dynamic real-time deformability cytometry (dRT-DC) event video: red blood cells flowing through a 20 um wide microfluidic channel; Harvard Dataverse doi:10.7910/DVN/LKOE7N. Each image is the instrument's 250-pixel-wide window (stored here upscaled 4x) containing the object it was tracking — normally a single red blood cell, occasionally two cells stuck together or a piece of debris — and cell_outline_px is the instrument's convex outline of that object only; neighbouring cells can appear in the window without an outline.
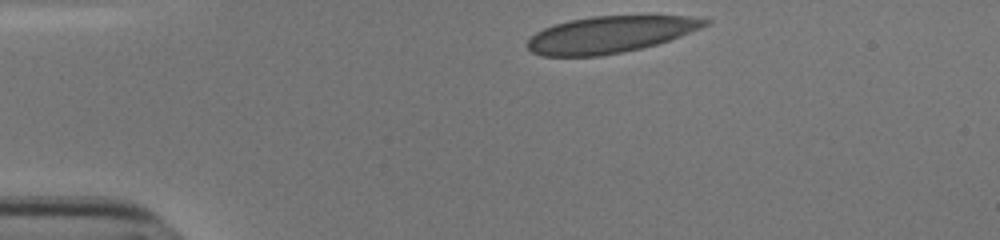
{"species": "human", "species_latin": "Homo sapiens", "temperature_condition": "cold", "stored_images_in_passage": 33, "camera_frame_rate_fps": 3000, "um_per_image_px": 0.085, "donor": {"sex": "male"}, "frame": {"image": 1, "passage_image": 1, "time_ms": 0.0, "image_size_px": [1000, 240], "cell_outline_px": [[712, 20], [708, 24], [700, 28], [680, 36], [656, 44], [624, 52], [600, 56], [540, 56], [532, 52], [524, 44], [536, 32], [544, 28], [568, 20], [592, 16], [688, 16]], "centroid_in_image_um": [51.81, 2.94], "position_along_channel_um": 33.2, "area_um2": 37.8}}
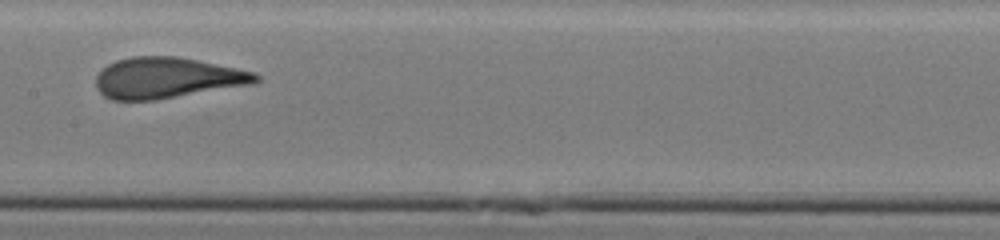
{"frame": {"image": 2, "passage_image": 18, "time_ms": 5.667, "image_size_px": [1000, 240], "cell_outline_px": [[260, 80], [252, 84], [156, 100], [112, 100], [104, 96], [96, 88], [96, 76], [108, 64], [116, 60], [132, 56], [176, 56], [256, 72], [260, 76]], "centroid_in_image_um": [14.19, 6.62], "position_along_channel_um": 193.2, "area_um2": 38.03}}
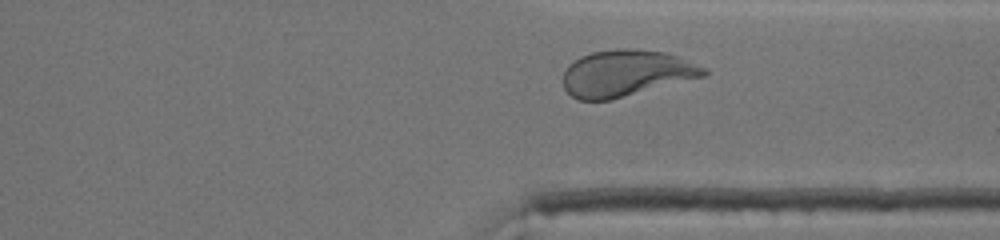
{"frame": {"image": 3, "passage_image": 31, "time_ms": 10.0, "image_size_px": [1000, 240], "cell_outline_px": [[708, 72], [704, 76], [612, 100], [580, 100], [572, 96], [564, 88], [564, 72], [568, 64], [580, 56], [592, 52], [620, 48], [632, 48], [668, 52], [708, 68]], "centroid_in_image_um": [53.23, 6.21], "position_along_channel_um": 358.2, "area_um2": 38.26}, "authors_computed_cell_mechanics": {"area_um2": 38.0324, "velocity_mm_per_s": 3.7995, "shape_relaxation_time_tau1_ms": 6.1218, "shape_relaxation_time_tau2_ms": null, "deformation_change_tau1": 0.2107, "deformation_change_tau2": null}}